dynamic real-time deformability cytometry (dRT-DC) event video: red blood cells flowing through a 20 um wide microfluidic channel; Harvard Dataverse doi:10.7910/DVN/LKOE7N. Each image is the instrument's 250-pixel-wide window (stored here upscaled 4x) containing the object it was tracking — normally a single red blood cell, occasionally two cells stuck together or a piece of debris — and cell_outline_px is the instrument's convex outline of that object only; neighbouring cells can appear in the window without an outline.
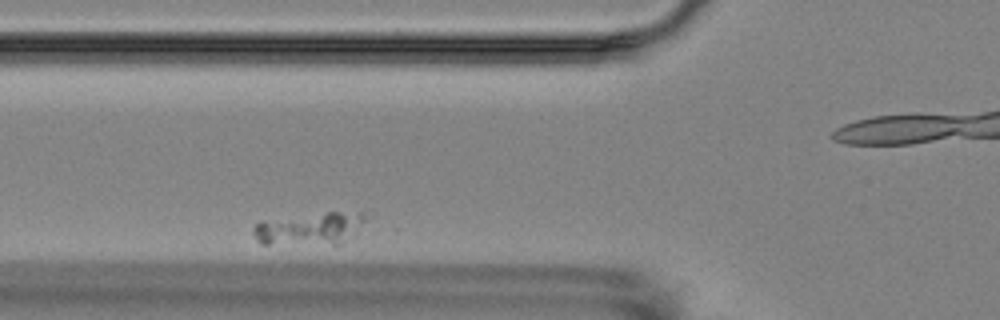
{"species": "Egyptian fruit bat (a non-hibernating species)", "species_latin": "Rousettus aegyptiacus", "temperature_condition": "room temperature", "stored_images_in_passage": 5, "camera_frame_rate_fps": 3000, "um_per_image_px": 0.085, "animal": {"sex": "female"}, "frame": {"image": 1, "passage_image": 4, "time_ms": 3.333, "image_size_px": [1000, 320], "cell_outline_px": [[364, 220], [356, 236], [340, 244], [260, 244], [256, 240], [252, 232], [252, 228], [260, 220], [328, 212], [364, 212]], "centroid_in_image_um": [26.31, 19.45], "position_along_channel_um": 99.5, "area_um2": 21.56}}